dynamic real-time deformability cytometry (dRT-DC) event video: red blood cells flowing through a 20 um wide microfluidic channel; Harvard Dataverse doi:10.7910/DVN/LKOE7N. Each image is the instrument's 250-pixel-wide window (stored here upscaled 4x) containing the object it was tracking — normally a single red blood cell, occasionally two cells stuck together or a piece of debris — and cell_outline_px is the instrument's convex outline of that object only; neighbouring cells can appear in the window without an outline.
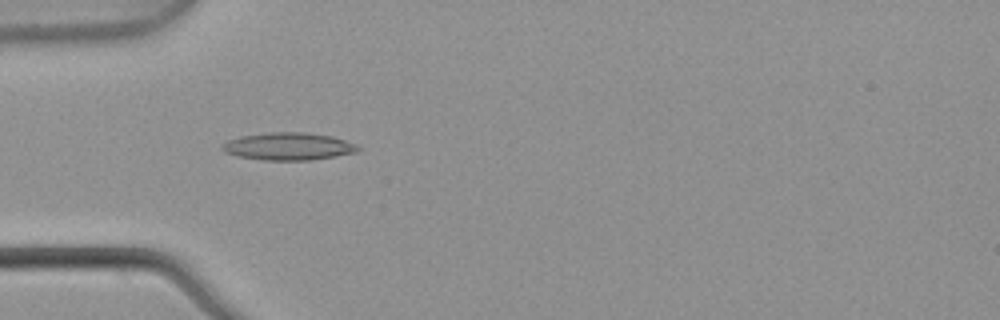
{"species": "common noctule bat (a hibernating species)", "species_latin": "Nyctalus noctula", "temperature_condition": "warm", "stored_images_in_passage": 6, "camera_frame_rate_fps": 3000, "um_per_image_px": 0.085, "animal": {"sex": "male", "body_mass_g": 21.5, "forearm_length_mm": 52.0}, "frame": {"image": 1, "passage_image": 3, "time_ms": 0.667, "image_size_px": [1000, 320], "cell_outline_px": [[360, 148], [356, 152], [312, 160], [264, 160], [236, 156], [224, 152], [220, 148], [220, 144], [228, 140], [240, 136], [272, 132], [304, 132], [332, 136], [356, 144]], "centroid_in_image_um": [24.46, 12.44], "position_along_channel_um": 60.5, "area_um2": 21.79}}
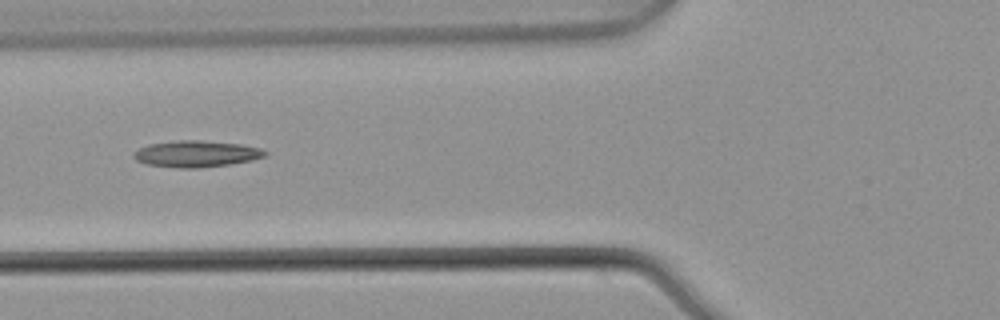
{"frame": {"image": 2, "passage_image": 4, "time_ms": 1.0, "image_size_px": [1000, 320], "cell_outline_px": [[268, 156], [252, 160], [228, 164], [200, 168], [180, 168], [148, 164], [136, 160], [132, 156], [140, 148], [148, 144], [176, 140], [200, 140], [240, 144], [260, 148], [268, 152]], "centroid_in_image_um": [16.72, 13.07], "position_along_channel_um": 109.1, "area_um2": 20.17}}
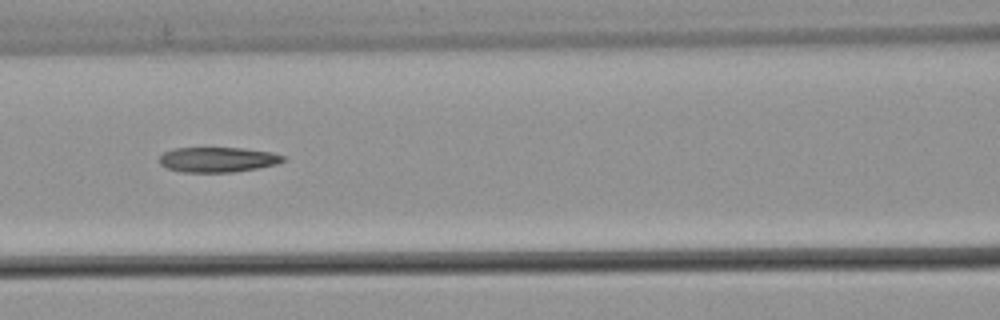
{"frame": {"image": 3, "passage_image": 5, "time_ms": 1.333, "image_size_px": [1000, 320], "cell_outline_px": [[284, 160], [276, 164], [256, 168], [232, 172], [180, 172], [168, 168], [160, 164], [160, 156], [164, 152], [172, 148], [244, 148], [268, 152], [284, 156]], "centroid_in_image_um": [18.45, 13.56], "position_along_channel_um": 148.1, "area_um2": 17.86}}